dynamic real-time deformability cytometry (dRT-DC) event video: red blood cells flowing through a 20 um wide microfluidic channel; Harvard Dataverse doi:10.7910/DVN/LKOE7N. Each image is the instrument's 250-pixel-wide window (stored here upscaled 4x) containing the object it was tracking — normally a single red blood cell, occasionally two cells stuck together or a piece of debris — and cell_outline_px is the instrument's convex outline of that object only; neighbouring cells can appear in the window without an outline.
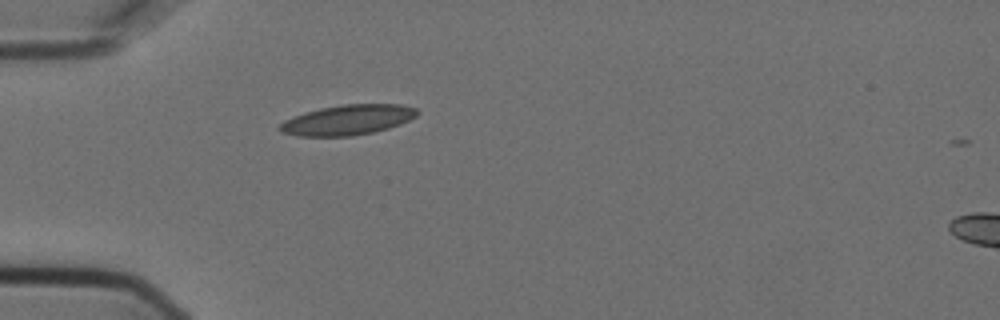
{"species": "Egyptian fruit bat (a non-hibernating species)", "species_latin": "Rousettus aegyptiacus", "temperature_condition": "cold", "stored_images_in_passage": 1, "camera_frame_rate_fps": 3000, "um_per_image_px": 0.085, "animal": {"sex": "female"}, "frame": {"image": 1, "passage_image": 1, "time_ms": 0.0, "image_size_px": [1000, 320], "cell_outline_px": [[420, 112], [416, 116], [400, 124], [388, 128], [372, 132], [352, 136], [296, 136], [280, 132], [276, 128], [284, 120], [304, 112], [320, 108], [344, 104], [400, 104], [416, 108]], "centroid_in_image_um": [29.52, 10.19], "position_along_channel_um": 55.5, "area_um2": 24.22}}